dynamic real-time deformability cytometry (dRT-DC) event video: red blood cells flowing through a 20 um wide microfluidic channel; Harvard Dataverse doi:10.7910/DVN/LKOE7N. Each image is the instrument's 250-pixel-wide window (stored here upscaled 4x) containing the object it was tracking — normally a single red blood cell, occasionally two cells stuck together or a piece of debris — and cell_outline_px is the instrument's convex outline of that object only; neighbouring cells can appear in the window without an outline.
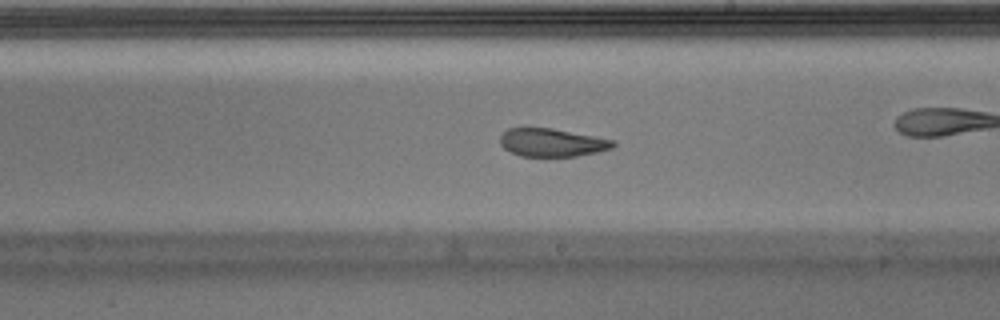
{"species": "Egyptian fruit bat (a non-hibernating species)", "species_latin": "Rousettus aegyptiacus", "temperature_condition": "warm", "stored_images_in_passage": 39, "camera_frame_rate_fps": 3000, "um_per_image_px": 0.085, "animal": {"sex": "male"}, "frame": {"image": 1, "passage_image": 17, "time_ms": 5.333, "image_size_px": [1000, 320], "cell_outline_px": [[616, 144], [612, 148], [596, 152], [576, 156], [520, 156], [504, 148], [500, 144], [500, 136], [508, 128], [552, 128], [616, 140]], "centroid_in_image_um": [46.93, 12.11], "position_along_channel_um": 242.1, "area_um2": 18.44}, "authors_computed_cell_mechanics": {"area_um2": 19.9988, "velocity_mm_per_s": 3.9406, "shape_relaxation_time_tau1_ms": 5.3647, "shape_relaxation_time_tau2_ms": 1.5212, "deformation_change_tau1": 0.1894, "deformation_change_tau2": 0.0805}}